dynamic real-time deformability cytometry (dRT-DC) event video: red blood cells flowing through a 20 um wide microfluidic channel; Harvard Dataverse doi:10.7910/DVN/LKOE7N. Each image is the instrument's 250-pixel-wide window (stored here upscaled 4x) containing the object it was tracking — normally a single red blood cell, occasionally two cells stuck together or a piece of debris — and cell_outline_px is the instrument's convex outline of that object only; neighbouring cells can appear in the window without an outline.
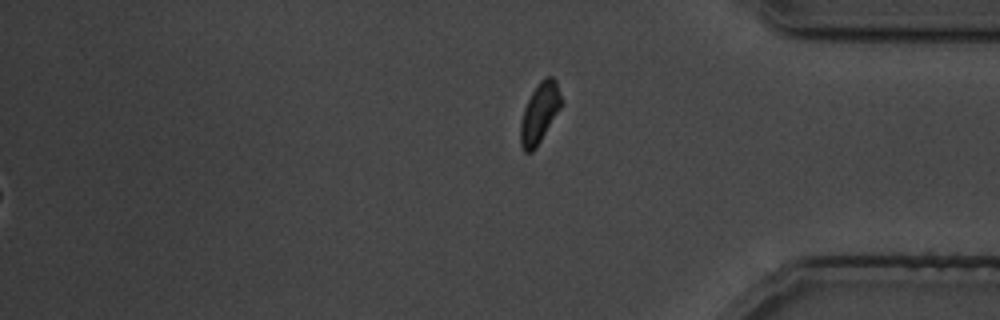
{"species": "common noctule bat (a hibernating species)", "species_latin": "Nyctalus noctula", "temperature_condition": "cold", "stored_images_in_passage": 31, "camera_frame_rate_fps": 3000, "um_per_image_px": 0.085, "animal": {"sex": "male", "body_mass_g": 19.5, "forearm_length_mm": 54.6}, "frame": {"image": 1, "passage_image": 31, "time_ms": 36.333, "image_size_px": [1000, 320], "cell_outline_px": [[560, 108], [536, 148], [532, 152], [524, 152], [520, 144], [520, 124], [524, 108], [532, 92], [540, 80], [544, 76], [552, 76], [556, 80], [560, 96]], "centroid_in_image_um": [45.83, 9.61], "position_along_channel_um": 389.4, "area_um2": 14.05}}